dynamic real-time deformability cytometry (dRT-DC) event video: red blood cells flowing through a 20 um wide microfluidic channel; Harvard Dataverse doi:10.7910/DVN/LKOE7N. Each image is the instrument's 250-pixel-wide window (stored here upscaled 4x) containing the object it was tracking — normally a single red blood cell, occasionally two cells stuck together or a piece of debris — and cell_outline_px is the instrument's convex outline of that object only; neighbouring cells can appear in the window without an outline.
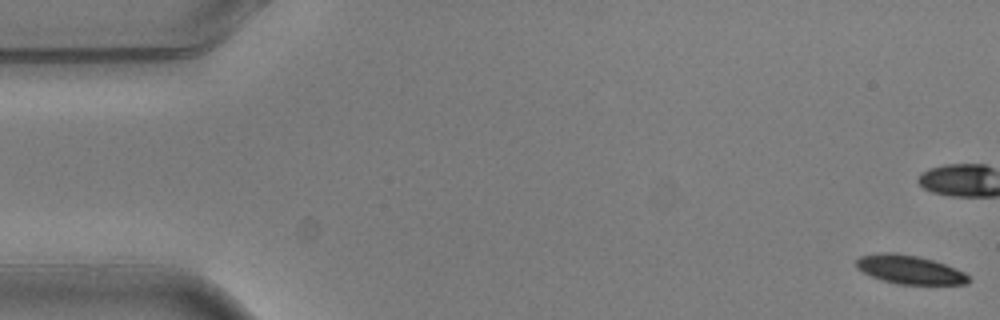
{"species": "common noctule bat (a hibernating species)", "species_latin": "Nyctalus noctula", "temperature_condition": "warm", "stored_images_in_passage": 5, "camera_frame_rate_fps": 3000, "um_per_image_px": 0.085, "animal": {"sex": "male", "body_mass_g": 20.5, "forearm_length_mm": 52.5}, "frame": {"image": 1, "passage_image": 1, "time_ms": 0.0, "image_size_px": [1000, 320], "cell_outline_px": [[972, 280], [968, 284], [896, 284], [880, 280], [856, 268], [856, 260], [860, 256], [880, 252], [892, 252], [916, 256], [932, 260], [956, 268], [964, 272]], "centroid_in_image_um": [77.31, 22.92], "position_along_channel_um": 7.7, "area_um2": 18.79}}